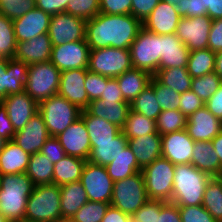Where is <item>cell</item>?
Segmentation results:
<instances>
[{
    "instance_id": "cell-30",
    "label": "cell",
    "mask_w": 222,
    "mask_h": 222,
    "mask_svg": "<svg viewBox=\"0 0 222 222\" xmlns=\"http://www.w3.org/2000/svg\"><path fill=\"white\" fill-rule=\"evenodd\" d=\"M29 158L13 140L7 141L0 152V175L26 173Z\"/></svg>"
},
{
    "instance_id": "cell-1",
    "label": "cell",
    "mask_w": 222,
    "mask_h": 222,
    "mask_svg": "<svg viewBox=\"0 0 222 222\" xmlns=\"http://www.w3.org/2000/svg\"><path fill=\"white\" fill-rule=\"evenodd\" d=\"M142 28V22L131 14L98 13L86 22L85 40L91 50L114 47L129 49Z\"/></svg>"
},
{
    "instance_id": "cell-4",
    "label": "cell",
    "mask_w": 222,
    "mask_h": 222,
    "mask_svg": "<svg viewBox=\"0 0 222 222\" xmlns=\"http://www.w3.org/2000/svg\"><path fill=\"white\" fill-rule=\"evenodd\" d=\"M61 190L56 184L37 185L29 196L24 222H55L62 219Z\"/></svg>"
},
{
    "instance_id": "cell-57",
    "label": "cell",
    "mask_w": 222,
    "mask_h": 222,
    "mask_svg": "<svg viewBox=\"0 0 222 222\" xmlns=\"http://www.w3.org/2000/svg\"><path fill=\"white\" fill-rule=\"evenodd\" d=\"M208 48L214 53L222 51V18L212 21L209 32Z\"/></svg>"
},
{
    "instance_id": "cell-45",
    "label": "cell",
    "mask_w": 222,
    "mask_h": 222,
    "mask_svg": "<svg viewBox=\"0 0 222 222\" xmlns=\"http://www.w3.org/2000/svg\"><path fill=\"white\" fill-rule=\"evenodd\" d=\"M155 96L162 110H179L181 94L174 89L159 83L154 77L150 81Z\"/></svg>"
},
{
    "instance_id": "cell-13",
    "label": "cell",
    "mask_w": 222,
    "mask_h": 222,
    "mask_svg": "<svg viewBox=\"0 0 222 222\" xmlns=\"http://www.w3.org/2000/svg\"><path fill=\"white\" fill-rule=\"evenodd\" d=\"M212 19L208 15L181 17L175 34L187 46L189 51L208 48V39Z\"/></svg>"
},
{
    "instance_id": "cell-19",
    "label": "cell",
    "mask_w": 222,
    "mask_h": 222,
    "mask_svg": "<svg viewBox=\"0 0 222 222\" xmlns=\"http://www.w3.org/2000/svg\"><path fill=\"white\" fill-rule=\"evenodd\" d=\"M87 72L88 69H71L60 75L58 94L81 110H85L90 102L84 84Z\"/></svg>"
},
{
    "instance_id": "cell-47",
    "label": "cell",
    "mask_w": 222,
    "mask_h": 222,
    "mask_svg": "<svg viewBox=\"0 0 222 222\" xmlns=\"http://www.w3.org/2000/svg\"><path fill=\"white\" fill-rule=\"evenodd\" d=\"M65 12L85 21L91 20L100 13V0H69Z\"/></svg>"
},
{
    "instance_id": "cell-65",
    "label": "cell",
    "mask_w": 222,
    "mask_h": 222,
    "mask_svg": "<svg viewBox=\"0 0 222 222\" xmlns=\"http://www.w3.org/2000/svg\"><path fill=\"white\" fill-rule=\"evenodd\" d=\"M211 144L217 153L220 165L222 166V131L211 141Z\"/></svg>"
},
{
    "instance_id": "cell-40",
    "label": "cell",
    "mask_w": 222,
    "mask_h": 222,
    "mask_svg": "<svg viewBox=\"0 0 222 222\" xmlns=\"http://www.w3.org/2000/svg\"><path fill=\"white\" fill-rule=\"evenodd\" d=\"M121 132L127 139L158 133L155 120L147 118L131 109Z\"/></svg>"
},
{
    "instance_id": "cell-15",
    "label": "cell",
    "mask_w": 222,
    "mask_h": 222,
    "mask_svg": "<svg viewBox=\"0 0 222 222\" xmlns=\"http://www.w3.org/2000/svg\"><path fill=\"white\" fill-rule=\"evenodd\" d=\"M28 68L29 65L21 60L0 57V101L24 91Z\"/></svg>"
},
{
    "instance_id": "cell-50",
    "label": "cell",
    "mask_w": 222,
    "mask_h": 222,
    "mask_svg": "<svg viewBox=\"0 0 222 222\" xmlns=\"http://www.w3.org/2000/svg\"><path fill=\"white\" fill-rule=\"evenodd\" d=\"M165 201L149 199L140 209L132 215L134 222H156L160 215V207Z\"/></svg>"
},
{
    "instance_id": "cell-39",
    "label": "cell",
    "mask_w": 222,
    "mask_h": 222,
    "mask_svg": "<svg viewBox=\"0 0 222 222\" xmlns=\"http://www.w3.org/2000/svg\"><path fill=\"white\" fill-rule=\"evenodd\" d=\"M215 61L216 53L209 48L190 51L187 64L188 73L192 78H197L214 72Z\"/></svg>"
},
{
    "instance_id": "cell-70",
    "label": "cell",
    "mask_w": 222,
    "mask_h": 222,
    "mask_svg": "<svg viewBox=\"0 0 222 222\" xmlns=\"http://www.w3.org/2000/svg\"><path fill=\"white\" fill-rule=\"evenodd\" d=\"M55 222H75V221L72 220V219H61V220H58V221H55Z\"/></svg>"
},
{
    "instance_id": "cell-22",
    "label": "cell",
    "mask_w": 222,
    "mask_h": 222,
    "mask_svg": "<svg viewBox=\"0 0 222 222\" xmlns=\"http://www.w3.org/2000/svg\"><path fill=\"white\" fill-rule=\"evenodd\" d=\"M51 17V15L35 7L13 20L16 41H28L33 37L48 33Z\"/></svg>"
},
{
    "instance_id": "cell-63",
    "label": "cell",
    "mask_w": 222,
    "mask_h": 222,
    "mask_svg": "<svg viewBox=\"0 0 222 222\" xmlns=\"http://www.w3.org/2000/svg\"><path fill=\"white\" fill-rule=\"evenodd\" d=\"M131 220L130 215L110 205L101 222H130Z\"/></svg>"
},
{
    "instance_id": "cell-33",
    "label": "cell",
    "mask_w": 222,
    "mask_h": 222,
    "mask_svg": "<svg viewBox=\"0 0 222 222\" xmlns=\"http://www.w3.org/2000/svg\"><path fill=\"white\" fill-rule=\"evenodd\" d=\"M127 145L128 139L120 132L111 142L97 143V146H91L88 161L106 167Z\"/></svg>"
},
{
    "instance_id": "cell-7",
    "label": "cell",
    "mask_w": 222,
    "mask_h": 222,
    "mask_svg": "<svg viewBox=\"0 0 222 222\" xmlns=\"http://www.w3.org/2000/svg\"><path fill=\"white\" fill-rule=\"evenodd\" d=\"M61 71L50 61L30 65L24 90L39 104L58 94Z\"/></svg>"
},
{
    "instance_id": "cell-69",
    "label": "cell",
    "mask_w": 222,
    "mask_h": 222,
    "mask_svg": "<svg viewBox=\"0 0 222 222\" xmlns=\"http://www.w3.org/2000/svg\"><path fill=\"white\" fill-rule=\"evenodd\" d=\"M0 222H10L6 219V217L0 211Z\"/></svg>"
},
{
    "instance_id": "cell-27",
    "label": "cell",
    "mask_w": 222,
    "mask_h": 222,
    "mask_svg": "<svg viewBox=\"0 0 222 222\" xmlns=\"http://www.w3.org/2000/svg\"><path fill=\"white\" fill-rule=\"evenodd\" d=\"M130 109V103L126 101L103 103L101 99H97L89 102L85 110L90 115L103 118L122 129Z\"/></svg>"
},
{
    "instance_id": "cell-32",
    "label": "cell",
    "mask_w": 222,
    "mask_h": 222,
    "mask_svg": "<svg viewBox=\"0 0 222 222\" xmlns=\"http://www.w3.org/2000/svg\"><path fill=\"white\" fill-rule=\"evenodd\" d=\"M81 117L84 119L91 146L111 142L121 132L116 125L103 118L90 115L86 110H82Z\"/></svg>"
},
{
    "instance_id": "cell-8",
    "label": "cell",
    "mask_w": 222,
    "mask_h": 222,
    "mask_svg": "<svg viewBox=\"0 0 222 222\" xmlns=\"http://www.w3.org/2000/svg\"><path fill=\"white\" fill-rule=\"evenodd\" d=\"M175 165L159 157L142 169L149 199L171 202Z\"/></svg>"
},
{
    "instance_id": "cell-35",
    "label": "cell",
    "mask_w": 222,
    "mask_h": 222,
    "mask_svg": "<svg viewBox=\"0 0 222 222\" xmlns=\"http://www.w3.org/2000/svg\"><path fill=\"white\" fill-rule=\"evenodd\" d=\"M106 169L108 175L114 182L123 180L139 171H142L136 161L135 155L128 145L122 152H120L115 160L106 166Z\"/></svg>"
},
{
    "instance_id": "cell-51",
    "label": "cell",
    "mask_w": 222,
    "mask_h": 222,
    "mask_svg": "<svg viewBox=\"0 0 222 222\" xmlns=\"http://www.w3.org/2000/svg\"><path fill=\"white\" fill-rule=\"evenodd\" d=\"M178 208L182 222H217L202 205Z\"/></svg>"
},
{
    "instance_id": "cell-14",
    "label": "cell",
    "mask_w": 222,
    "mask_h": 222,
    "mask_svg": "<svg viewBox=\"0 0 222 222\" xmlns=\"http://www.w3.org/2000/svg\"><path fill=\"white\" fill-rule=\"evenodd\" d=\"M90 50L86 40L52 46L50 62L61 72L71 69H87Z\"/></svg>"
},
{
    "instance_id": "cell-41",
    "label": "cell",
    "mask_w": 222,
    "mask_h": 222,
    "mask_svg": "<svg viewBox=\"0 0 222 222\" xmlns=\"http://www.w3.org/2000/svg\"><path fill=\"white\" fill-rule=\"evenodd\" d=\"M131 110L144 115L152 120L157 119L162 109L158 104L154 88L147 86L131 103Z\"/></svg>"
},
{
    "instance_id": "cell-49",
    "label": "cell",
    "mask_w": 222,
    "mask_h": 222,
    "mask_svg": "<svg viewBox=\"0 0 222 222\" xmlns=\"http://www.w3.org/2000/svg\"><path fill=\"white\" fill-rule=\"evenodd\" d=\"M109 79V77L88 70L84 84L90 102L100 99L103 94L104 85L107 84Z\"/></svg>"
},
{
    "instance_id": "cell-38",
    "label": "cell",
    "mask_w": 222,
    "mask_h": 222,
    "mask_svg": "<svg viewBox=\"0 0 222 222\" xmlns=\"http://www.w3.org/2000/svg\"><path fill=\"white\" fill-rule=\"evenodd\" d=\"M202 206L217 222H222V177H211L208 181Z\"/></svg>"
},
{
    "instance_id": "cell-20",
    "label": "cell",
    "mask_w": 222,
    "mask_h": 222,
    "mask_svg": "<svg viewBox=\"0 0 222 222\" xmlns=\"http://www.w3.org/2000/svg\"><path fill=\"white\" fill-rule=\"evenodd\" d=\"M50 137L42 115L36 113L28 123L15 133L13 141L29 155L41 151L44 143Z\"/></svg>"
},
{
    "instance_id": "cell-42",
    "label": "cell",
    "mask_w": 222,
    "mask_h": 222,
    "mask_svg": "<svg viewBox=\"0 0 222 222\" xmlns=\"http://www.w3.org/2000/svg\"><path fill=\"white\" fill-rule=\"evenodd\" d=\"M187 117L179 110H162L156 119L157 132L162 136L186 128Z\"/></svg>"
},
{
    "instance_id": "cell-25",
    "label": "cell",
    "mask_w": 222,
    "mask_h": 222,
    "mask_svg": "<svg viewBox=\"0 0 222 222\" xmlns=\"http://www.w3.org/2000/svg\"><path fill=\"white\" fill-rule=\"evenodd\" d=\"M190 51L174 34L161 35L159 69L187 67Z\"/></svg>"
},
{
    "instance_id": "cell-55",
    "label": "cell",
    "mask_w": 222,
    "mask_h": 222,
    "mask_svg": "<svg viewBox=\"0 0 222 222\" xmlns=\"http://www.w3.org/2000/svg\"><path fill=\"white\" fill-rule=\"evenodd\" d=\"M40 153H42L53 164L66 156L59 140L56 137L51 136L44 143Z\"/></svg>"
},
{
    "instance_id": "cell-53",
    "label": "cell",
    "mask_w": 222,
    "mask_h": 222,
    "mask_svg": "<svg viewBox=\"0 0 222 222\" xmlns=\"http://www.w3.org/2000/svg\"><path fill=\"white\" fill-rule=\"evenodd\" d=\"M132 0H100V13L110 15L131 14Z\"/></svg>"
},
{
    "instance_id": "cell-28",
    "label": "cell",
    "mask_w": 222,
    "mask_h": 222,
    "mask_svg": "<svg viewBox=\"0 0 222 222\" xmlns=\"http://www.w3.org/2000/svg\"><path fill=\"white\" fill-rule=\"evenodd\" d=\"M190 164L211 177H222V166L211 141H195Z\"/></svg>"
},
{
    "instance_id": "cell-29",
    "label": "cell",
    "mask_w": 222,
    "mask_h": 222,
    "mask_svg": "<svg viewBox=\"0 0 222 222\" xmlns=\"http://www.w3.org/2000/svg\"><path fill=\"white\" fill-rule=\"evenodd\" d=\"M152 77L150 73L144 70L132 68L115 78L117 79L124 100L131 103L150 85Z\"/></svg>"
},
{
    "instance_id": "cell-5",
    "label": "cell",
    "mask_w": 222,
    "mask_h": 222,
    "mask_svg": "<svg viewBox=\"0 0 222 222\" xmlns=\"http://www.w3.org/2000/svg\"><path fill=\"white\" fill-rule=\"evenodd\" d=\"M39 113L49 135L56 137L81 117L82 110L63 96L55 94L39 103Z\"/></svg>"
},
{
    "instance_id": "cell-36",
    "label": "cell",
    "mask_w": 222,
    "mask_h": 222,
    "mask_svg": "<svg viewBox=\"0 0 222 222\" xmlns=\"http://www.w3.org/2000/svg\"><path fill=\"white\" fill-rule=\"evenodd\" d=\"M153 77L179 94L191 90L192 77L187 67L159 69Z\"/></svg>"
},
{
    "instance_id": "cell-2",
    "label": "cell",
    "mask_w": 222,
    "mask_h": 222,
    "mask_svg": "<svg viewBox=\"0 0 222 222\" xmlns=\"http://www.w3.org/2000/svg\"><path fill=\"white\" fill-rule=\"evenodd\" d=\"M35 185L26 173L0 175V211L10 222H24Z\"/></svg>"
},
{
    "instance_id": "cell-23",
    "label": "cell",
    "mask_w": 222,
    "mask_h": 222,
    "mask_svg": "<svg viewBox=\"0 0 222 222\" xmlns=\"http://www.w3.org/2000/svg\"><path fill=\"white\" fill-rule=\"evenodd\" d=\"M181 16L178 10L160 0L150 15L142 22V27L157 35L174 34Z\"/></svg>"
},
{
    "instance_id": "cell-66",
    "label": "cell",
    "mask_w": 222,
    "mask_h": 222,
    "mask_svg": "<svg viewBox=\"0 0 222 222\" xmlns=\"http://www.w3.org/2000/svg\"><path fill=\"white\" fill-rule=\"evenodd\" d=\"M214 72L222 80V51L216 53V61H215Z\"/></svg>"
},
{
    "instance_id": "cell-46",
    "label": "cell",
    "mask_w": 222,
    "mask_h": 222,
    "mask_svg": "<svg viewBox=\"0 0 222 222\" xmlns=\"http://www.w3.org/2000/svg\"><path fill=\"white\" fill-rule=\"evenodd\" d=\"M110 203L88 201L74 215L75 222H101Z\"/></svg>"
},
{
    "instance_id": "cell-37",
    "label": "cell",
    "mask_w": 222,
    "mask_h": 222,
    "mask_svg": "<svg viewBox=\"0 0 222 222\" xmlns=\"http://www.w3.org/2000/svg\"><path fill=\"white\" fill-rule=\"evenodd\" d=\"M54 164L42 153L30 155L26 174L35 186L53 184Z\"/></svg>"
},
{
    "instance_id": "cell-44",
    "label": "cell",
    "mask_w": 222,
    "mask_h": 222,
    "mask_svg": "<svg viewBox=\"0 0 222 222\" xmlns=\"http://www.w3.org/2000/svg\"><path fill=\"white\" fill-rule=\"evenodd\" d=\"M16 45L13 20L0 14V57L13 58Z\"/></svg>"
},
{
    "instance_id": "cell-21",
    "label": "cell",
    "mask_w": 222,
    "mask_h": 222,
    "mask_svg": "<svg viewBox=\"0 0 222 222\" xmlns=\"http://www.w3.org/2000/svg\"><path fill=\"white\" fill-rule=\"evenodd\" d=\"M185 130L193 141H212L222 131V121L205 106L187 118Z\"/></svg>"
},
{
    "instance_id": "cell-61",
    "label": "cell",
    "mask_w": 222,
    "mask_h": 222,
    "mask_svg": "<svg viewBox=\"0 0 222 222\" xmlns=\"http://www.w3.org/2000/svg\"><path fill=\"white\" fill-rule=\"evenodd\" d=\"M15 130L13 125L8 117L6 108L0 102V136L6 139L7 141L13 140L15 136Z\"/></svg>"
},
{
    "instance_id": "cell-56",
    "label": "cell",
    "mask_w": 222,
    "mask_h": 222,
    "mask_svg": "<svg viewBox=\"0 0 222 222\" xmlns=\"http://www.w3.org/2000/svg\"><path fill=\"white\" fill-rule=\"evenodd\" d=\"M160 0H132L131 15L143 22Z\"/></svg>"
},
{
    "instance_id": "cell-11",
    "label": "cell",
    "mask_w": 222,
    "mask_h": 222,
    "mask_svg": "<svg viewBox=\"0 0 222 222\" xmlns=\"http://www.w3.org/2000/svg\"><path fill=\"white\" fill-rule=\"evenodd\" d=\"M80 182L86 191L88 201L111 203L114 181L108 175L105 166L87 160Z\"/></svg>"
},
{
    "instance_id": "cell-12",
    "label": "cell",
    "mask_w": 222,
    "mask_h": 222,
    "mask_svg": "<svg viewBox=\"0 0 222 222\" xmlns=\"http://www.w3.org/2000/svg\"><path fill=\"white\" fill-rule=\"evenodd\" d=\"M86 22L66 12L53 15L48 30L52 46L85 40Z\"/></svg>"
},
{
    "instance_id": "cell-60",
    "label": "cell",
    "mask_w": 222,
    "mask_h": 222,
    "mask_svg": "<svg viewBox=\"0 0 222 222\" xmlns=\"http://www.w3.org/2000/svg\"><path fill=\"white\" fill-rule=\"evenodd\" d=\"M156 222H182L178 206L171 202H164L160 207V215H157Z\"/></svg>"
},
{
    "instance_id": "cell-10",
    "label": "cell",
    "mask_w": 222,
    "mask_h": 222,
    "mask_svg": "<svg viewBox=\"0 0 222 222\" xmlns=\"http://www.w3.org/2000/svg\"><path fill=\"white\" fill-rule=\"evenodd\" d=\"M133 68L129 49L114 47L90 50L88 70L115 78Z\"/></svg>"
},
{
    "instance_id": "cell-26",
    "label": "cell",
    "mask_w": 222,
    "mask_h": 222,
    "mask_svg": "<svg viewBox=\"0 0 222 222\" xmlns=\"http://www.w3.org/2000/svg\"><path fill=\"white\" fill-rule=\"evenodd\" d=\"M128 146L135 155L141 169L162 157L161 135L152 133L145 136L128 139Z\"/></svg>"
},
{
    "instance_id": "cell-54",
    "label": "cell",
    "mask_w": 222,
    "mask_h": 222,
    "mask_svg": "<svg viewBox=\"0 0 222 222\" xmlns=\"http://www.w3.org/2000/svg\"><path fill=\"white\" fill-rule=\"evenodd\" d=\"M179 111L187 118L198 109L205 106V103L192 90L181 94Z\"/></svg>"
},
{
    "instance_id": "cell-48",
    "label": "cell",
    "mask_w": 222,
    "mask_h": 222,
    "mask_svg": "<svg viewBox=\"0 0 222 222\" xmlns=\"http://www.w3.org/2000/svg\"><path fill=\"white\" fill-rule=\"evenodd\" d=\"M36 7V0H0V14L15 20Z\"/></svg>"
},
{
    "instance_id": "cell-16",
    "label": "cell",
    "mask_w": 222,
    "mask_h": 222,
    "mask_svg": "<svg viewBox=\"0 0 222 222\" xmlns=\"http://www.w3.org/2000/svg\"><path fill=\"white\" fill-rule=\"evenodd\" d=\"M56 138L62 145L65 154L88 160L91 152L89 134L82 117L74 121L64 132Z\"/></svg>"
},
{
    "instance_id": "cell-67",
    "label": "cell",
    "mask_w": 222,
    "mask_h": 222,
    "mask_svg": "<svg viewBox=\"0 0 222 222\" xmlns=\"http://www.w3.org/2000/svg\"><path fill=\"white\" fill-rule=\"evenodd\" d=\"M166 3L170 4L171 6H174L176 9H182V1L183 0H162Z\"/></svg>"
},
{
    "instance_id": "cell-6",
    "label": "cell",
    "mask_w": 222,
    "mask_h": 222,
    "mask_svg": "<svg viewBox=\"0 0 222 222\" xmlns=\"http://www.w3.org/2000/svg\"><path fill=\"white\" fill-rule=\"evenodd\" d=\"M148 200L142 171L123 180L115 181L113 184L111 206L131 217Z\"/></svg>"
},
{
    "instance_id": "cell-58",
    "label": "cell",
    "mask_w": 222,
    "mask_h": 222,
    "mask_svg": "<svg viewBox=\"0 0 222 222\" xmlns=\"http://www.w3.org/2000/svg\"><path fill=\"white\" fill-rule=\"evenodd\" d=\"M100 99L103 103L125 102L116 78H110L107 81V84L104 85L103 94L101 95Z\"/></svg>"
},
{
    "instance_id": "cell-64",
    "label": "cell",
    "mask_w": 222,
    "mask_h": 222,
    "mask_svg": "<svg viewBox=\"0 0 222 222\" xmlns=\"http://www.w3.org/2000/svg\"><path fill=\"white\" fill-rule=\"evenodd\" d=\"M207 15L212 20L222 18V0H209Z\"/></svg>"
},
{
    "instance_id": "cell-59",
    "label": "cell",
    "mask_w": 222,
    "mask_h": 222,
    "mask_svg": "<svg viewBox=\"0 0 222 222\" xmlns=\"http://www.w3.org/2000/svg\"><path fill=\"white\" fill-rule=\"evenodd\" d=\"M69 0H36V8L53 16L66 11Z\"/></svg>"
},
{
    "instance_id": "cell-43",
    "label": "cell",
    "mask_w": 222,
    "mask_h": 222,
    "mask_svg": "<svg viewBox=\"0 0 222 222\" xmlns=\"http://www.w3.org/2000/svg\"><path fill=\"white\" fill-rule=\"evenodd\" d=\"M221 84V78L215 72H211L201 77L192 78L191 90L206 103Z\"/></svg>"
},
{
    "instance_id": "cell-3",
    "label": "cell",
    "mask_w": 222,
    "mask_h": 222,
    "mask_svg": "<svg viewBox=\"0 0 222 222\" xmlns=\"http://www.w3.org/2000/svg\"><path fill=\"white\" fill-rule=\"evenodd\" d=\"M174 173L171 203L178 207L202 205L211 176L191 164L175 165Z\"/></svg>"
},
{
    "instance_id": "cell-9",
    "label": "cell",
    "mask_w": 222,
    "mask_h": 222,
    "mask_svg": "<svg viewBox=\"0 0 222 222\" xmlns=\"http://www.w3.org/2000/svg\"><path fill=\"white\" fill-rule=\"evenodd\" d=\"M129 50L133 68L144 70L152 76L159 70L161 35L149 32L142 27Z\"/></svg>"
},
{
    "instance_id": "cell-52",
    "label": "cell",
    "mask_w": 222,
    "mask_h": 222,
    "mask_svg": "<svg viewBox=\"0 0 222 222\" xmlns=\"http://www.w3.org/2000/svg\"><path fill=\"white\" fill-rule=\"evenodd\" d=\"M209 0H183L182 9H177L181 17H197L207 15Z\"/></svg>"
},
{
    "instance_id": "cell-24",
    "label": "cell",
    "mask_w": 222,
    "mask_h": 222,
    "mask_svg": "<svg viewBox=\"0 0 222 222\" xmlns=\"http://www.w3.org/2000/svg\"><path fill=\"white\" fill-rule=\"evenodd\" d=\"M52 43L48 33L33 37L28 41L17 42L14 59L33 65L50 61Z\"/></svg>"
},
{
    "instance_id": "cell-68",
    "label": "cell",
    "mask_w": 222,
    "mask_h": 222,
    "mask_svg": "<svg viewBox=\"0 0 222 222\" xmlns=\"http://www.w3.org/2000/svg\"><path fill=\"white\" fill-rule=\"evenodd\" d=\"M7 140L0 136V152L4 149Z\"/></svg>"
},
{
    "instance_id": "cell-34",
    "label": "cell",
    "mask_w": 222,
    "mask_h": 222,
    "mask_svg": "<svg viewBox=\"0 0 222 222\" xmlns=\"http://www.w3.org/2000/svg\"><path fill=\"white\" fill-rule=\"evenodd\" d=\"M86 160L66 155L54 164L53 184L57 186L80 181Z\"/></svg>"
},
{
    "instance_id": "cell-62",
    "label": "cell",
    "mask_w": 222,
    "mask_h": 222,
    "mask_svg": "<svg viewBox=\"0 0 222 222\" xmlns=\"http://www.w3.org/2000/svg\"><path fill=\"white\" fill-rule=\"evenodd\" d=\"M205 107L217 118L222 121V84L205 103Z\"/></svg>"
},
{
    "instance_id": "cell-31",
    "label": "cell",
    "mask_w": 222,
    "mask_h": 222,
    "mask_svg": "<svg viewBox=\"0 0 222 222\" xmlns=\"http://www.w3.org/2000/svg\"><path fill=\"white\" fill-rule=\"evenodd\" d=\"M62 219H72L76 212L88 202L87 194L80 181L59 186Z\"/></svg>"
},
{
    "instance_id": "cell-17",
    "label": "cell",
    "mask_w": 222,
    "mask_h": 222,
    "mask_svg": "<svg viewBox=\"0 0 222 222\" xmlns=\"http://www.w3.org/2000/svg\"><path fill=\"white\" fill-rule=\"evenodd\" d=\"M162 157L174 165L190 164L194 143L185 129L161 136Z\"/></svg>"
},
{
    "instance_id": "cell-18",
    "label": "cell",
    "mask_w": 222,
    "mask_h": 222,
    "mask_svg": "<svg viewBox=\"0 0 222 222\" xmlns=\"http://www.w3.org/2000/svg\"><path fill=\"white\" fill-rule=\"evenodd\" d=\"M6 108L15 132L20 131L39 112V104L24 90L0 101Z\"/></svg>"
}]
</instances>
